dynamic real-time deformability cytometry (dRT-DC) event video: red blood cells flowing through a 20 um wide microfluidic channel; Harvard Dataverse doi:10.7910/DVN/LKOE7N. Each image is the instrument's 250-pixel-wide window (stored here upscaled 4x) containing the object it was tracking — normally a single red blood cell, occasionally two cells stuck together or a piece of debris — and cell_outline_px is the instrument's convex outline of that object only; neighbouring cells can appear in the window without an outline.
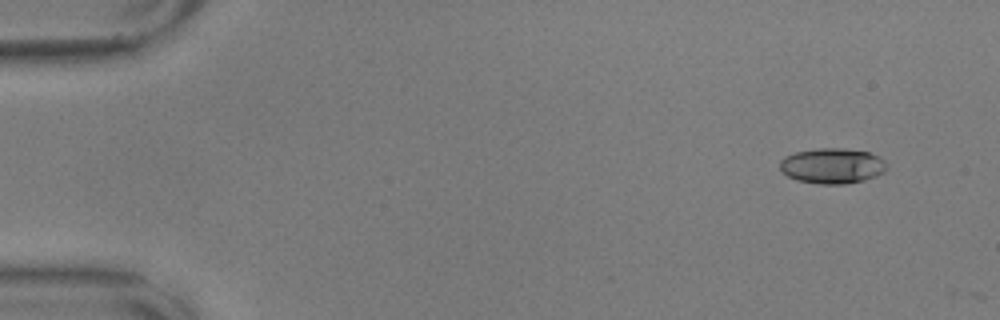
{"species": "common noctule bat (a hibernating species)", "species_latin": "Nyctalus noctula", "temperature_condition": "warm", "stored_images_in_passage": 53, "camera_frame_rate_fps": 3000, "um_per_image_px": 0.085, "animal": {"sex": "male", "body_mass_g": 17.9, "forearm_length_mm": 54.2}, "frame": {"image": 1, "passage_image": 1, "time_ms": 0.0, "image_size_px": [1000, 320], "cell_outline_px": [[888, 168], [884, 172], [876, 176], [864, 180], [844, 184], [820, 184], [796, 180], [788, 176], [780, 168], [780, 160], [784, 156], [796, 152], [816, 148], [844, 148], [868, 152], [884, 160], [888, 164]], "centroid_in_image_um": [70.75, 14.09], "position_along_channel_um": 14.2, "area_um2": 22.14}}
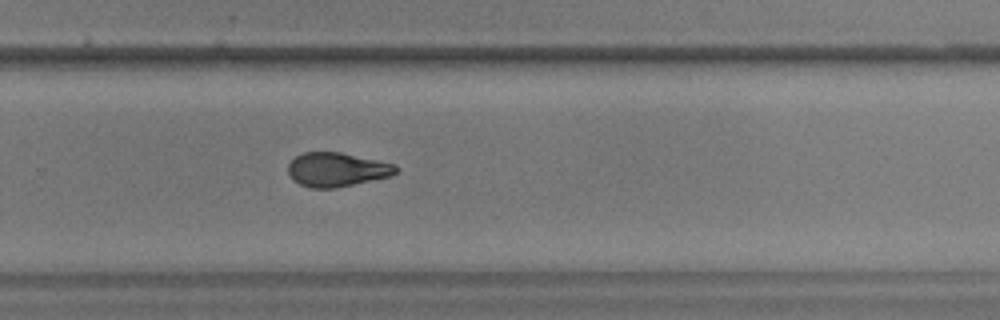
{"frame": {"image": 2, "passage_image": 35, "time_ms": 11.333, "image_size_px": [1000, 320], "cell_outline_px": [[400, 168], [392, 176], [336, 188], [312, 188], [300, 184], [292, 180], [288, 176], [288, 164], [296, 156], [304, 152], [340, 152], [396, 164]], "centroid_in_image_um": [28.64, 14.42], "position_along_channel_um": 301.2, "area_um2": 21.56}}
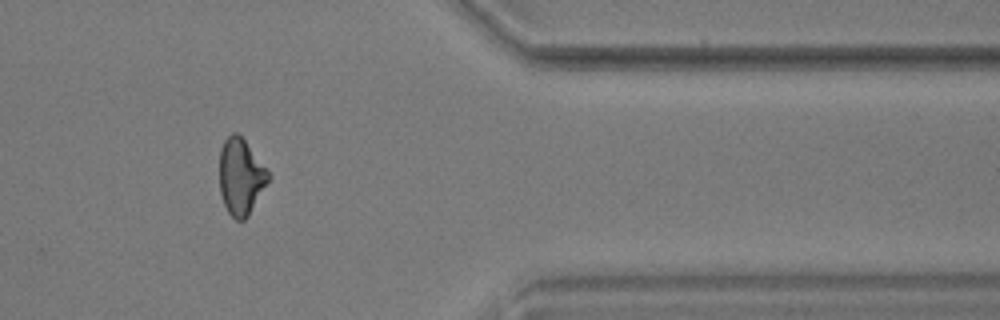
{"frame": {"image": 3, "passage_image": 44, "time_ms": 14.333, "image_size_px": [1000, 320], "cell_outline_px": [[272, 176], [248, 216], [244, 220], [236, 220], [228, 212], [224, 204], [220, 192], [220, 148], [224, 140], [232, 132], [236, 132], [244, 140]], "centroid_in_image_um": [20.47, 15.03], "position_along_channel_um": 390.9, "area_um2": 21.56}}